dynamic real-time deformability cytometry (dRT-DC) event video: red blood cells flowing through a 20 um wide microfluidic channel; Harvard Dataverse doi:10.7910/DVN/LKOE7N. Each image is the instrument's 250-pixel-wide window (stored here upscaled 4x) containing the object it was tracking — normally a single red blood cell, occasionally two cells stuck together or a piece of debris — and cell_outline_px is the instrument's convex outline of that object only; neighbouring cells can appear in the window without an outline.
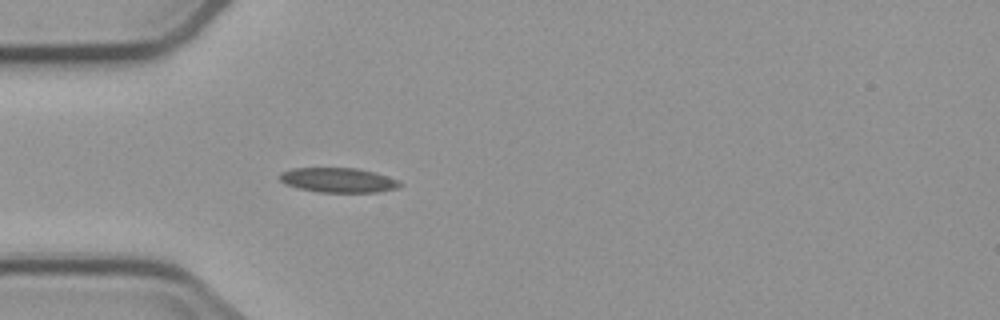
{"species": "common noctule bat (a hibernating species)", "species_latin": "Nyctalus noctula", "temperature_condition": "cold", "stored_images_in_passage": 3, "camera_frame_rate_fps": 3000, "um_per_image_px": 0.085, "animal": {"sex": "male", "body_mass_g": 23.1, "forearm_length_mm": 52.7}, "frame": {"image": 1, "passage_image": 3, "time_ms": 2.333, "image_size_px": [1000, 320], "cell_outline_px": [[404, 184], [400, 188], [376, 192], [320, 192], [300, 188], [284, 184], [280, 180], [280, 172], [292, 168], [356, 168], [372, 172], [400, 180]], "centroid_in_image_um": [28.78, 15.31], "position_along_channel_um": 56.2, "area_um2": 17.28}}